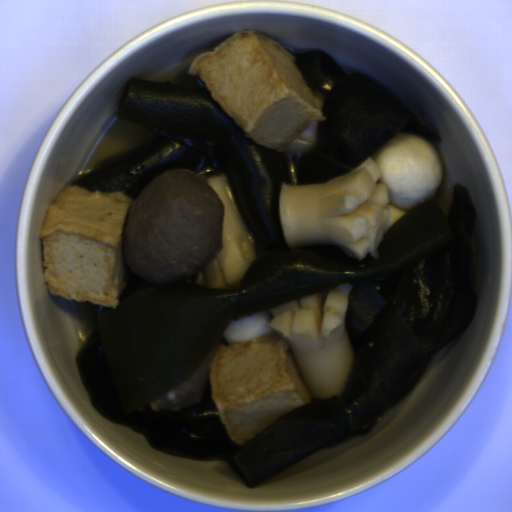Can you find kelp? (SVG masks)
<instances>
[{
  "label": "kelp",
  "mask_w": 512,
  "mask_h": 512,
  "mask_svg": "<svg viewBox=\"0 0 512 512\" xmlns=\"http://www.w3.org/2000/svg\"><path fill=\"white\" fill-rule=\"evenodd\" d=\"M288 52V51H287ZM309 89L324 93L316 143L307 153L259 146L215 101L199 75L176 82L133 77L113 113L159 137L107 157L73 186L123 193L134 203L157 176L187 168L226 174L256 258L238 287H207L194 276L157 285L124 264L118 307L73 299L94 332L75 357L95 411L143 433L161 453L230 465L248 488L316 450L369 433L418 379L432 353L463 334L478 308L470 273L475 205L462 184L444 215L436 198L413 207L382 234L378 258L333 244L290 249L279 220L282 183L318 184L347 175L400 133L442 139L401 100L325 52L292 53ZM348 297L344 325L353 369L340 397L313 398L237 446L220 422L210 388L178 412L150 403L187 379L231 320L330 290Z\"/></svg>",
  "instance_id": "99668d17"
}]
</instances>
